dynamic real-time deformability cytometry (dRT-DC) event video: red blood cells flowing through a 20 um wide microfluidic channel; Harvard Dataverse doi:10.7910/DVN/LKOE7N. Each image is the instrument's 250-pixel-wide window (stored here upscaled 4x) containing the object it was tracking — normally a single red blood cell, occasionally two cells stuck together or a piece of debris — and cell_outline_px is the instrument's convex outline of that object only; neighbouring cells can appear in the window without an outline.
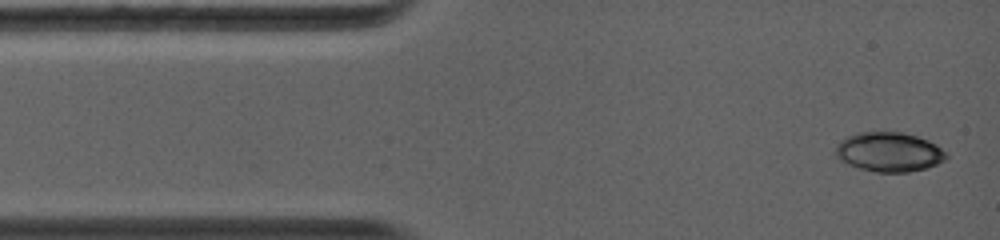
{"species": "common noctule bat (a hibernating species)", "species_latin": "Nyctalus noctula", "temperature_condition": "warm", "stored_images_in_passage": 5, "camera_frame_rate_fps": 5000, "um_per_image_px": 0.085, "animal": {"sex": "female", "body_mass_g": 19.0, "forearm_length_mm": 56.7}, "frame": {"image": 1, "passage_image": 1, "time_ms": 0.0, "image_size_px": [1000, 240], "cell_outline_px": [[948, 156], [944, 160], [936, 164], [924, 168], [908, 172], [876, 172], [860, 168], [848, 164], [840, 160], [832, 152], [840, 140], [856, 132], [904, 132], [928, 140], [936, 144]], "centroid_in_image_um": [75.52, 12.91], "position_along_channel_um": 9.5, "area_um2": 25.43}}
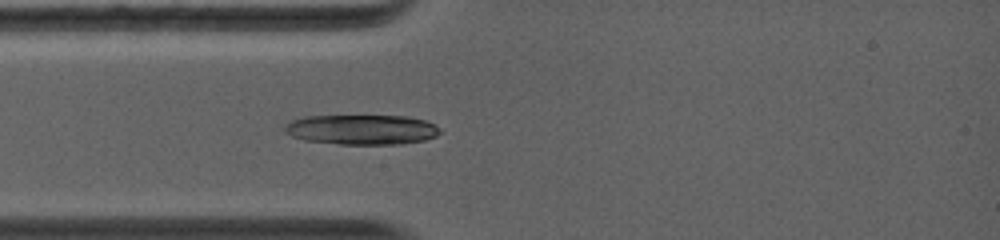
{"frame": {"image": 2, "passage_image": 5, "time_ms": 2.6, "image_size_px": [1000, 240], "cell_outline_px": [[440, 132], [436, 136], [424, 140], [400, 144], [340, 144], [304, 140], [292, 136], [284, 132], [284, 128], [292, 120], [304, 116], [408, 116], [424, 120], [440, 128]], "centroid_in_image_um": [30.74, 11.01], "position_along_channel_um": 54.3, "area_um2": 26.99}}